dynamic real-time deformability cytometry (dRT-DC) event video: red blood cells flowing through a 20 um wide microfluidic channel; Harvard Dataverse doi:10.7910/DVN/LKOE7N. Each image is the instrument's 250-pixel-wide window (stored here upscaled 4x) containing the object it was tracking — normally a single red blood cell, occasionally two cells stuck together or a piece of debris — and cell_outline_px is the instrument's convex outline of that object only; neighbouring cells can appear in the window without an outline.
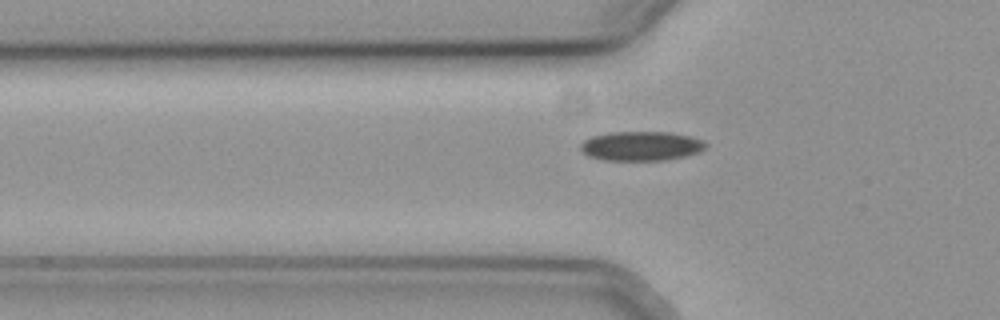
{"species": "common noctule bat (a hibernating species)", "species_latin": "Nyctalus noctula", "temperature_condition": "cold", "stored_images_in_passage": 34, "camera_frame_rate_fps": 3000, "um_per_image_px": 0.085, "animal": {"sex": "female", "body_mass_g": 19.3, "forearm_length_mm": 54.1}, "frame": {"image": 1, "passage_image": 2, "time_ms": 0.333, "image_size_px": [1000, 320], "cell_outline_px": [[708, 144], [700, 152], [684, 156], [664, 160], [604, 160], [588, 156], [580, 148], [580, 144], [584, 140], [592, 136], [612, 132], [668, 132], [688, 136], [700, 140]], "centroid_in_image_um": [54.47, 12.41], "position_along_channel_um": 71.3, "area_um2": 21.21}}
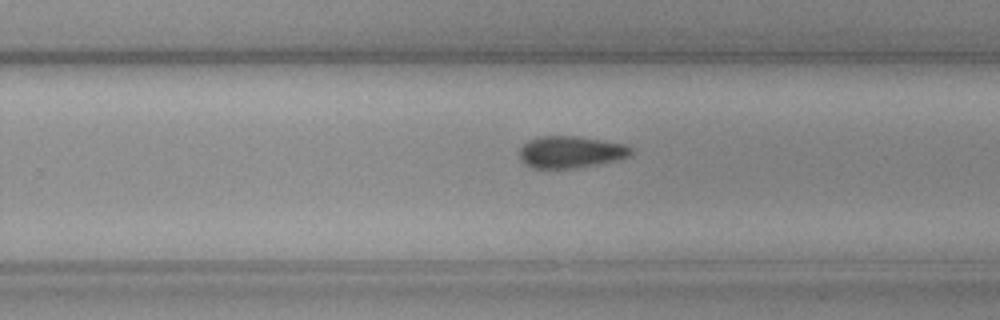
{"frame": {"image": 2, "passage_image": 19, "time_ms": 6.0, "image_size_px": [1000, 320], "cell_outline_px": [[636, 152], [632, 156], [620, 160], [572, 168], [532, 168], [524, 164], [520, 160], [520, 148], [528, 140], [540, 136], [576, 136], [628, 144]], "centroid_in_image_um": [48.57, 12.92], "position_along_channel_um": 281.2, "area_um2": 21.04}}
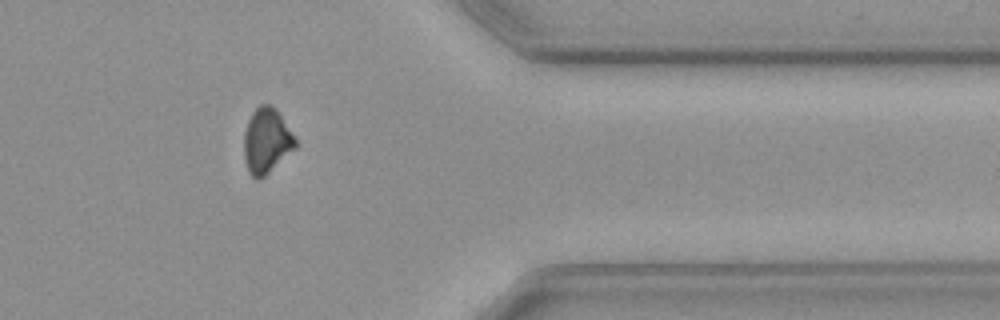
{"frame": {"image": 3, "passage_image": 29, "time_ms": 9.333, "image_size_px": [1000, 320], "cell_outline_px": [[296, 148], [260, 180], [256, 180], [248, 172], [244, 156], [244, 132], [248, 120], [252, 112], [260, 104], [272, 104], [276, 108], [296, 140]], "centroid_in_image_um": [22.64, 11.97], "position_along_channel_um": 388.8, "area_um2": 19.54}}